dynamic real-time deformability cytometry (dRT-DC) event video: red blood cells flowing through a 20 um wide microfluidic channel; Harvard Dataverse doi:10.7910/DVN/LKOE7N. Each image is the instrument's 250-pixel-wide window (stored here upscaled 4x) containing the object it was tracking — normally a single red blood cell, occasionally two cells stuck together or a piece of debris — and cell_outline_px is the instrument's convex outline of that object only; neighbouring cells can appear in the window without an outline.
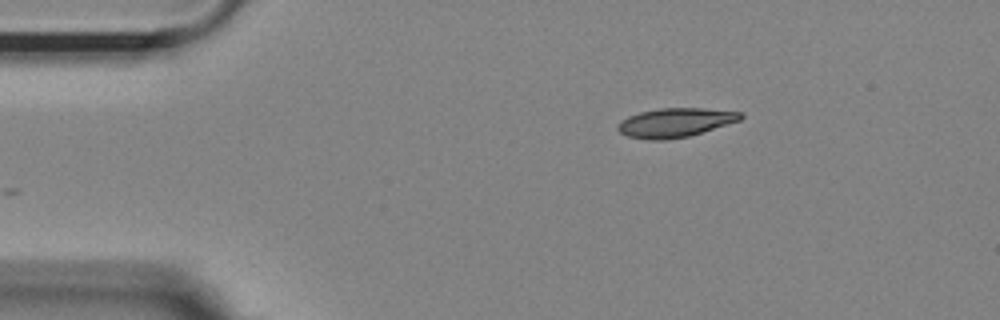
{"species": "Egyptian fruit bat (a non-hibernating species)", "species_latin": "Rousettus aegyptiacus", "temperature_condition": "room temperature", "stored_images_in_passage": 35, "camera_frame_rate_fps": 3000, "um_per_image_px": 0.085, "animal": {"sex": "female"}, "frame": {"image": 1, "passage_image": 1, "time_ms": 0.0, "image_size_px": [1000, 320], "cell_outline_px": [[744, 116], [740, 120], [688, 136], [664, 140], [648, 140], [628, 136], [620, 132], [616, 128], [616, 124], [620, 120], [628, 116], [640, 112], [660, 108], [700, 108], [744, 112]], "centroid_in_image_um": [57.36, 10.41], "position_along_channel_um": 27.6, "area_um2": 20.75}}
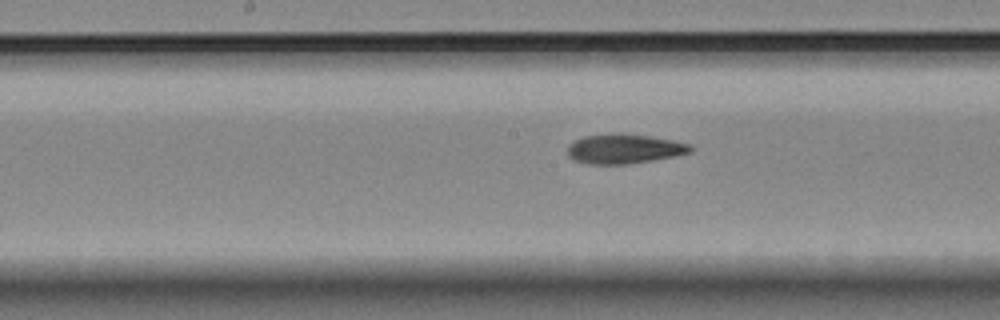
{"frame": {"image": 2, "passage_image": 19, "time_ms": 6.0, "image_size_px": [1000, 320], "cell_outline_px": [[692, 152], [652, 160], [624, 164], [588, 164], [572, 160], [568, 156], [568, 144], [572, 140], [584, 136], [616, 132], [624, 132], [672, 140], [688, 144], [692, 148]], "centroid_in_image_um": [52.97, 12.63], "position_along_channel_um": 195.2, "area_um2": 21.33}}
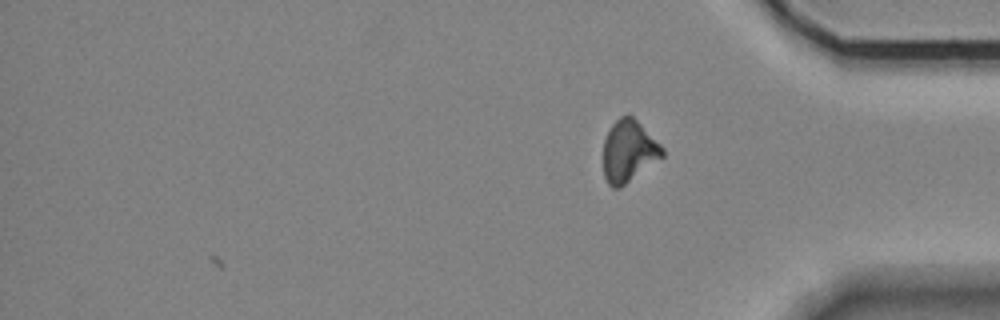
{"frame": {"image": 3, "passage_image": 35, "time_ms": 11.333, "image_size_px": [1000, 320], "cell_outline_px": [[664, 156], [620, 188], [612, 188], [608, 184], [604, 176], [604, 140], [612, 124], [620, 116], [628, 112], [664, 148]], "centroid_in_image_um": [53.43, 12.85], "position_along_channel_um": 381.8, "area_um2": 21.15}, "authors_computed_cell_mechanics": {"area_um2": 21.3282, "velocity_mm_per_s": 3.6847, "shape_relaxation_time_tau1_ms": 8.6478, "shape_relaxation_time_tau2_ms": 6.7781, "deformation_change_tau1": 0.1975, "deformation_change_tau2": 0.1392}}